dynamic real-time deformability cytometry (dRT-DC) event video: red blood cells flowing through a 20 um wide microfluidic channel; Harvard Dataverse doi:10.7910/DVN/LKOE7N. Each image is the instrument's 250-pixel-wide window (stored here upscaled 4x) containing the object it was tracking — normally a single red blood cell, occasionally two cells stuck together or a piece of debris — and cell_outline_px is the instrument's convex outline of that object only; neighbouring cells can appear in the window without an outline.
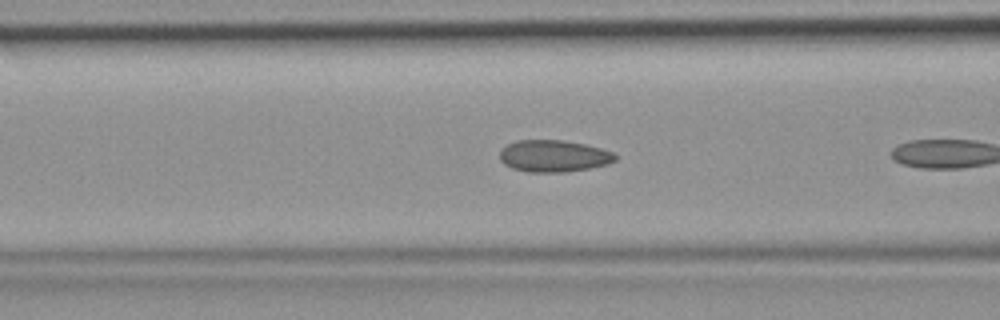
{"species": "common noctule bat (a hibernating species)", "species_latin": "Nyctalus noctula", "temperature_condition": "room temperature", "stored_images_in_passage": 6, "camera_frame_rate_fps": 3000, "um_per_image_px": 0.085, "animal": {"sex": "female", "body_mass_g": 19.9}, "frame": {"image": 1, "passage_image": 5, "time_ms": 1.333, "image_size_px": [1000, 320], "cell_outline_px": [[616, 160], [608, 164], [588, 168], [564, 172], [528, 172], [512, 168], [504, 164], [500, 160], [500, 152], [508, 144], [516, 140], [564, 140], [584, 144], [600, 148], [612, 152], [616, 156]], "centroid_in_image_um": [47.05, 13.26], "position_along_channel_um": 119.5, "area_um2": 21.33}}